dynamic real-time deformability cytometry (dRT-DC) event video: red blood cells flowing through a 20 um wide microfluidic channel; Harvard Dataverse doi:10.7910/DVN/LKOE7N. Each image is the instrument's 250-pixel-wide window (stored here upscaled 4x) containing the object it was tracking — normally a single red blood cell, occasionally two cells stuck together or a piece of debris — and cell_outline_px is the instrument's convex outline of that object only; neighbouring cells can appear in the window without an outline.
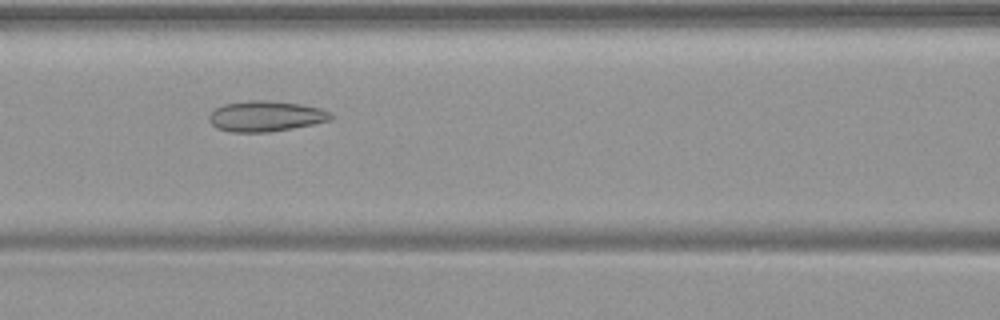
{"species": "common noctule bat (a hibernating species)", "species_latin": "Nyctalus noctula", "temperature_condition": "warm", "stored_images_in_passage": 50, "camera_frame_rate_fps": 3000, "um_per_image_px": 0.085, "animal": {"sex": "female", "body_mass_g": 19.9}, "frame": {"image": 1, "passage_image": 22, "time_ms": 7.0, "image_size_px": [1000, 320], "cell_outline_px": [[332, 120], [292, 128], [268, 132], [232, 132], [216, 128], [208, 120], [208, 116], [216, 108], [224, 104], [252, 100], [268, 100], [300, 104], [320, 108], [332, 112]], "centroid_in_image_um": [22.59, 9.87], "position_along_channel_um": 144.0, "area_um2": 21.68}}
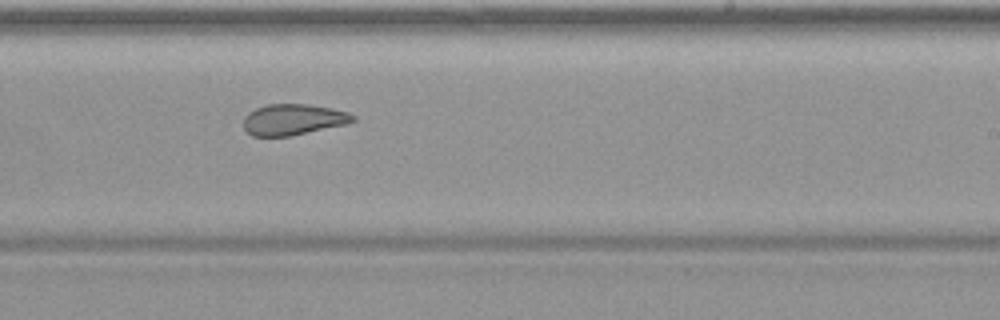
{"frame": {"image": 2, "passage_image": 31, "time_ms": 10.0, "image_size_px": [1000, 320], "cell_outline_px": [[356, 120], [348, 124], [292, 136], [252, 136], [244, 128], [244, 116], [248, 112], [256, 108], [268, 104], [308, 104], [348, 112], [356, 116]], "centroid_in_image_um": [24.94, 10.17], "position_along_channel_um": 264.1, "area_um2": 19.88}}
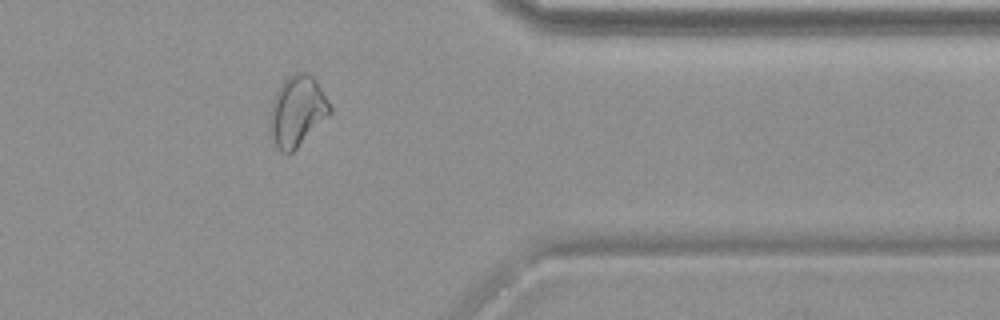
{"frame": {"image": 3, "passage_image": 41, "time_ms": 13.333, "image_size_px": [1000, 320], "cell_outline_px": [[332, 112], [292, 152], [280, 152], [276, 148], [268, 132], [268, 116], [272, 100], [276, 92], [284, 80], [288, 76], [296, 72], [304, 72], [312, 76], [316, 80], [332, 104]], "centroid_in_image_um": [25.23, 9.44], "position_along_channel_um": 386.2, "area_um2": 25.03}}